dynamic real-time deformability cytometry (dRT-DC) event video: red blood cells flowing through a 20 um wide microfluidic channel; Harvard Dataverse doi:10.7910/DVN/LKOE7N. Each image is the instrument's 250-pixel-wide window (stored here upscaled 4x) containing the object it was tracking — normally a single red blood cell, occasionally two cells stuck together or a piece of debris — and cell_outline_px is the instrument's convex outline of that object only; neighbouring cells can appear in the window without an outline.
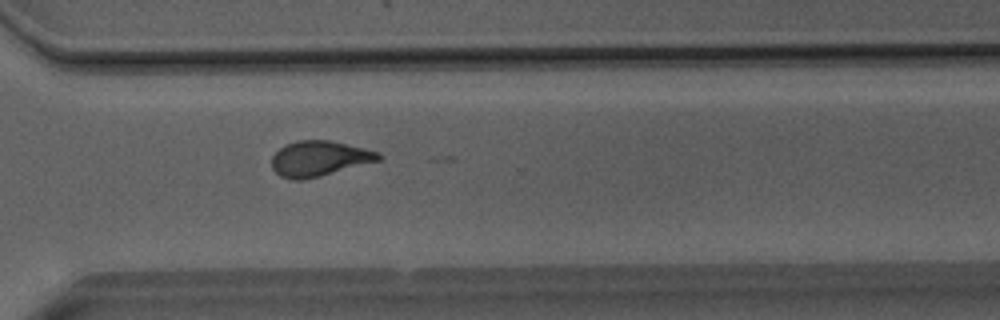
{"species": "Egyptian fruit bat (a non-hibernating species)", "species_latin": "Rousettus aegyptiacus", "temperature_condition": "room temperature", "stored_images_in_passage": 41, "camera_frame_rate_fps": 3000, "um_per_image_px": 0.085, "animal": {"sex": "male"}, "frame": {"image": 1, "passage_image": 27, "time_ms": 8.667, "image_size_px": [1000, 320], "cell_outline_px": [[384, 156], [380, 160], [320, 176], [300, 180], [292, 180], [280, 176], [272, 168], [272, 156], [284, 144], [300, 140], [328, 140], [364, 148], [380, 152]], "centroid_in_image_um": [27.13, 13.47], "position_along_channel_um": 343.5, "area_um2": 21.91}}
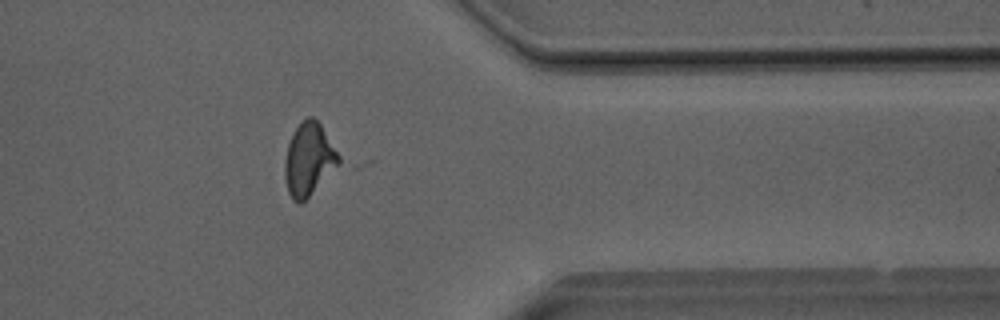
{"frame": {"image": 2, "passage_image": 31, "time_ms": 10.0, "image_size_px": [1000, 320], "cell_outline_px": [[340, 164], [300, 204], [292, 200], [288, 192], [284, 180], [284, 160], [288, 144], [292, 132], [308, 116], [312, 116], [320, 124], [340, 156]], "centroid_in_image_um": [26.22, 13.56], "position_along_channel_um": 385.2, "area_um2": 22.66}}
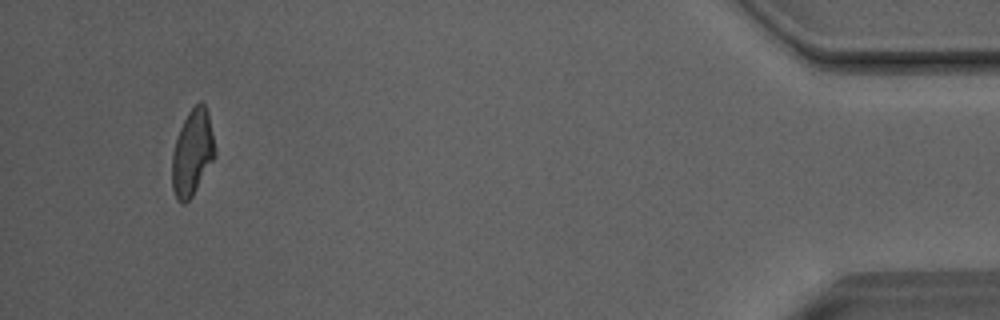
{"frame": {"image": 3, "passage_image": 38, "time_ms": 12.333, "image_size_px": [1000, 320], "cell_outline_px": [[216, 156], [192, 196], [184, 204], [180, 204], [176, 200], [172, 188], [172, 152], [180, 128], [188, 112], [200, 100], [204, 100], [208, 112], [216, 152]], "centroid_in_image_um": [16.35, 12.98], "position_along_channel_um": 418.9, "area_um2": 21.62}}